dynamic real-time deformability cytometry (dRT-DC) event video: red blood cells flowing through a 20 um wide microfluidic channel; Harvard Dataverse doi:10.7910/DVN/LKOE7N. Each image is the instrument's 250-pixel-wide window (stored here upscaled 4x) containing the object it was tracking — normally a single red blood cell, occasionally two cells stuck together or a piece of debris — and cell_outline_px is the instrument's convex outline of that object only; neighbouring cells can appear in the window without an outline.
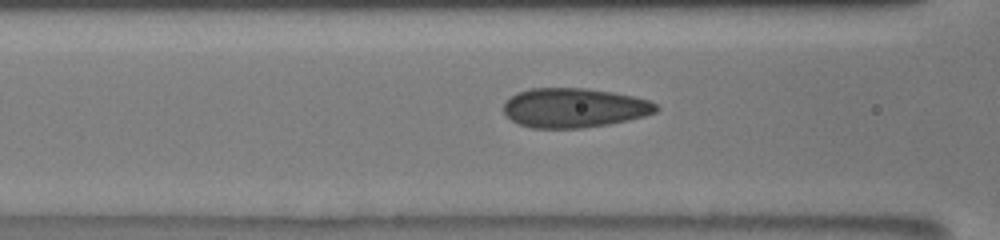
{"species": "human", "species_latin": "Homo sapiens", "temperature_condition": "room temperature", "stored_images_in_passage": 44, "camera_frame_rate_fps": 3000, "um_per_image_px": 0.085, "donor": {"sex": "male"}, "frame": {"image": 1, "passage_image": 19, "time_ms": 6.0, "image_size_px": [1000, 240], "cell_outline_px": [[660, 108], [656, 112], [644, 116], [628, 120], [608, 124], [580, 128], [532, 128], [520, 124], [512, 120], [504, 112], [504, 104], [516, 92], [528, 88], [584, 88], [612, 92], [632, 96], [648, 100], [656, 104]], "centroid_in_image_um": [48.8, 9.16], "position_along_channel_um": 117.8, "area_um2": 34.91}}
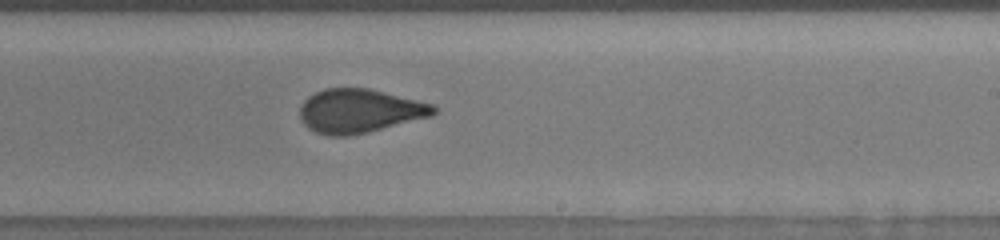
{"frame": {"image": 2, "passage_image": 30, "time_ms": 9.667, "image_size_px": [1000, 240], "cell_outline_px": [[436, 112], [432, 116], [368, 132], [348, 136], [328, 136], [316, 132], [308, 128], [300, 120], [300, 108], [304, 100], [308, 96], [324, 88], [368, 88], [436, 104]], "centroid_in_image_um": [30.56, 9.43], "position_along_channel_um": 258.4, "area_um2": 34.33}}
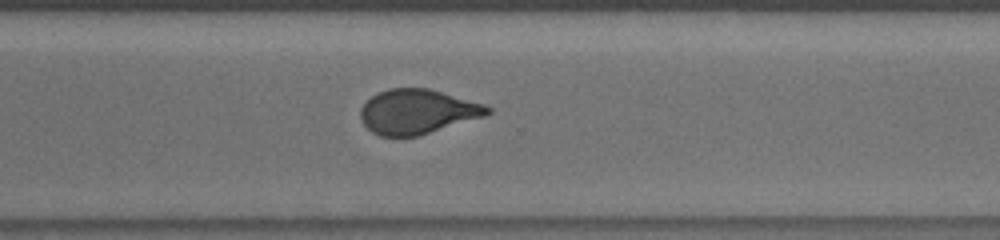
{"frame": {"image": 3, "passage_image": 36, "time_ms": 11.667, "image_size_px": [1000, 240], "cell_outline_px": [[492, 112], [488, 116], [420, 136], [380, 136], [372, 132], [364, 124], [360, 116], [360, 108], [372, 96], [388, 88], [428, 88], [484, 104], [492, 108]], "centroid_in_image_um": [35.53, 9.5], "position_along_channel_um": 335.1, "area_um2": 33.23}}